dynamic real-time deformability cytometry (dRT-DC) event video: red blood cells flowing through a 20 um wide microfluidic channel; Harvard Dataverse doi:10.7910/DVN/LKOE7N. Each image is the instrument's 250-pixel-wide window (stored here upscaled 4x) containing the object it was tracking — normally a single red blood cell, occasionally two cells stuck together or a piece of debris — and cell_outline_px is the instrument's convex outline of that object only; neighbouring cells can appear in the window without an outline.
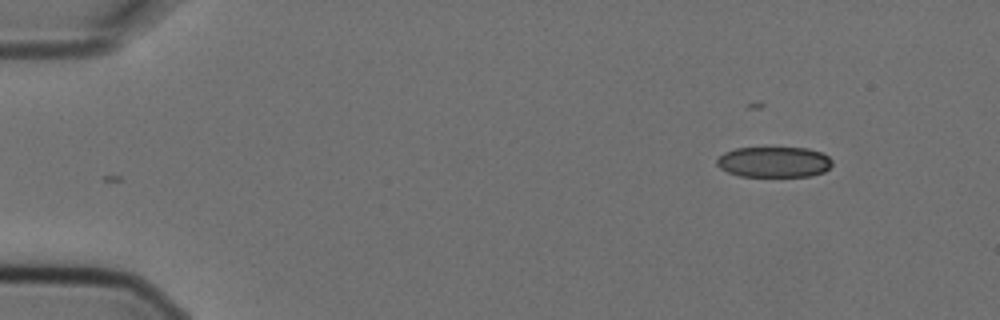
{"species": "Egyptian fruit bat (a non-hibernating species)", "species_latin": "Rousettus aegyptiacus", "temperature_condition": "cold", "stored_images_in_passage": 4, "camera_frame_rate_fps": 3000, "um_per_image_px": 0.085, "animal": {"sex": "female"}, "frame": {"image": 1, "passage_image": 4, "time_ms": 1.0, "image_size_px": [1000, 320], "cell_outline_px": [[832, 164], [824, 172], [808, 176], [740, 176], [728, 172], [720, 168], [716, 164], [716, 160], [724, 152], [736, 148], [808, 148], [820, 152], [828, 156], [832, 160]], "centroid_in_image_um": [65.78, 13.77], "position_along_channel_um": 19.2, "area_um2": 20.52}}